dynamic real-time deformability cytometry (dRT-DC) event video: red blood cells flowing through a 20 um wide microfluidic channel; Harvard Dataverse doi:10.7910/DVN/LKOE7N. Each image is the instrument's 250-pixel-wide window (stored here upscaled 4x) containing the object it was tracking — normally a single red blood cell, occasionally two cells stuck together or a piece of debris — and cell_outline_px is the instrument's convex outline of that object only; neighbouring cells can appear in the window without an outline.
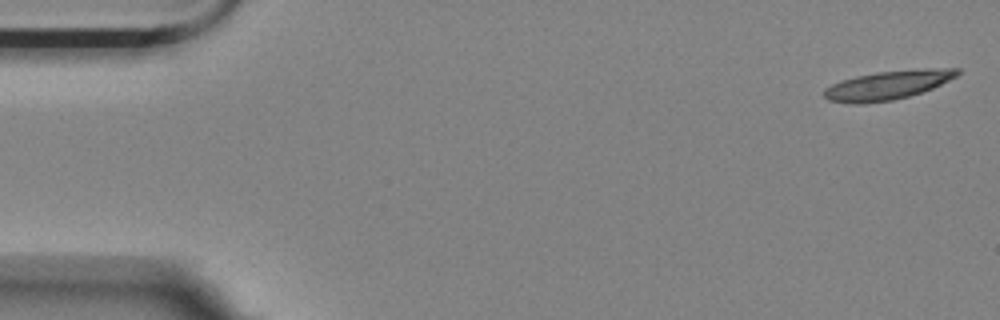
{"species": "Egyptian fruit bat (a non-hibernating species)", "species_latin": "Rousettus aegyptiacus", "temperature_condition": "room temperature", "stored_images_in_passage": 54, "camera_frame_rate_fps": 3000, "um_per_image_px": 0.085, "animal": {"sex": "female"}, "frame": {"image": 1, "passage_image": 1, "time_ms": 0.0, "image_size_px": [1000, 320], "cell_outline_px": [[960, 72], [956, 76], [932, 88], [908, 96], [892, 100], [856, 104], [828, 100], [824, 96], [824, 88], [840, 80], [856, 76], [876, 72], [932, 68], [960, 68]], "centroid_in_image_um": [75.43, 7.23], "position_along_channel_um": 9.6, "area_um2": 22.14}}
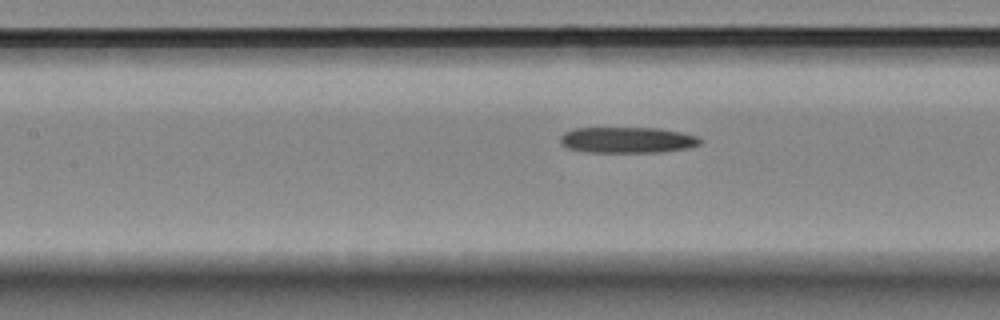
{"frame": {"image": 2, "passage_image": 23, "time_ms": 7.333, "image_size_px": [1000, 320], "cell_outline_px": [[704, 140], [700, 144], [684, 148], [660, 152], [584, 152], [568, 148], [560, 144], [560, 136], [564, 132], [572, 128], [660, 128], [680, 132], [696, 136]], "centroid_in_image_um": [53.27, 11.89], "position_along_channel_um": 154.1, "area_um2": 21.21}}
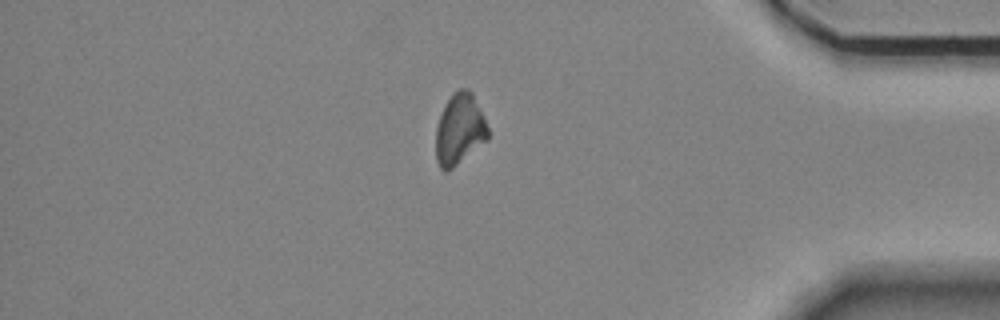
{"frame": {"image": 3, "passage_image": 46, "time_ms": 15.0, "image_size_px": [1000, 320], "cell_outline_px": [[488, 140], [448, 172], [444, 172], [440, 168], [436, 160], [436, 128], [444, 104], [452, 92], [460, 88], [468, 88], [472, 92], [484, 116], [488, 128]], "centroid_in_image_um": [39.06, 10.99], "position_along_channel_um": 396.1, "area_um2": 21.91}}